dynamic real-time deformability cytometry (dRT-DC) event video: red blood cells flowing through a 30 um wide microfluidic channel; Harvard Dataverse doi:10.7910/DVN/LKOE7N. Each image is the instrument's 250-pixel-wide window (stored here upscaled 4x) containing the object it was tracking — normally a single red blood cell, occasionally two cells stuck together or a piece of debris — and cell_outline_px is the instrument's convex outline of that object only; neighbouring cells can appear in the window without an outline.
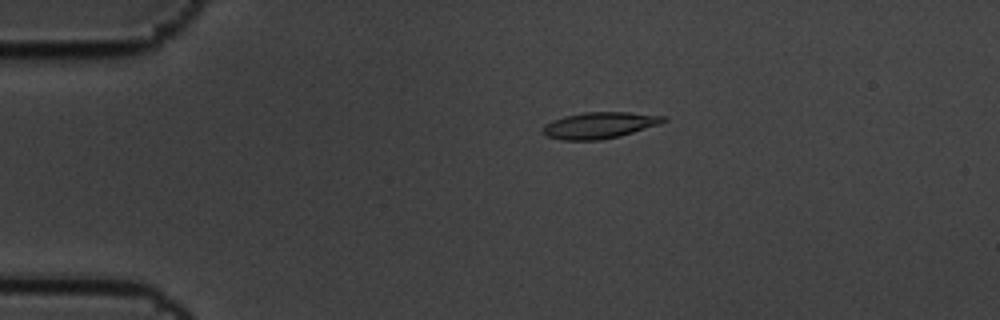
{"species": "common noctule bat (a hibernating species)", "species_latin": "Nyctalus noctula", "temperature_condition": "cold", "stored_images_in_passage": 2, "camera_frame_rate_fps": 3000, "um_per_image_px": 0.085, "animal": {"sex": "male", "body_mass_g": 19.5, "forearm_length_mm": 54.6}, "frame": {"image": 1, "passage_image": 1, "time_ms": 0.0, "image_size_px": [1000, 320], "cell_outline_px": [[668, 120], [660, 124], [620, 136], [600, 140], [560, 140], [548, 136], [540, 132], [544, 124], [552, 120], [564, 116], [584, 112], [628, 112], [664, 116]], "centroid_in_image_um": [50.92, 10.65], "position_along_channel_um": 34.1, "area_um2": 18.61}}